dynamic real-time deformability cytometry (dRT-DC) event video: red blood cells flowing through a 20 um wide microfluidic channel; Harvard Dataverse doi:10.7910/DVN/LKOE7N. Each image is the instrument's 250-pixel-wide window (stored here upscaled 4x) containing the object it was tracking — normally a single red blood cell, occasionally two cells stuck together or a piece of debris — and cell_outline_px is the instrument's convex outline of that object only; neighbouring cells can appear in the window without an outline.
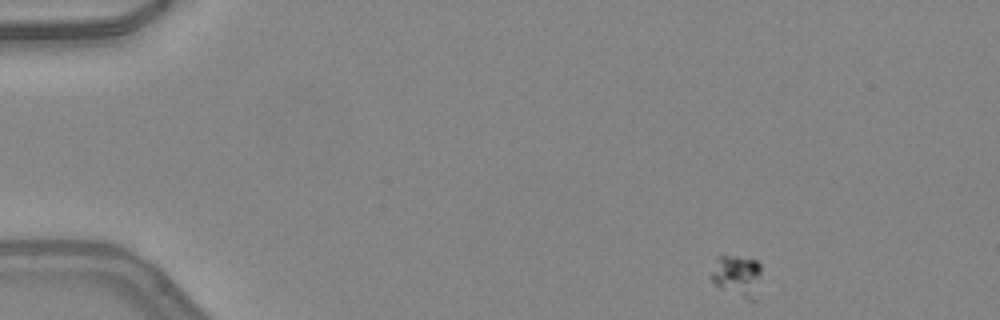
{"species": "common noctule bat (a hibernating species)", "species_latin": "Nyctalus noctula", "temperature_condition": "warm", "stored_images_in_passage": 45, "camera_frame_rate_fps": 3000, "um_per_image_px": 0.085, "animal": {"sex": "female", "body_mass_g": 24.6, "forearm_length_mm": 56.2}, "frame": {"image": 1, "passage_image": 1, "time_ms": 0.0, "image_size_px": [1000, 320], "cell_outline_px": [[760, 272], [756, 300], [752, 304], [720, 288], [712, 280], [712, 272], [716, 256], [736, 256], [756, 260], [760, 264]], "centroid_in_image_um": [62.68, 23.5], "position_along_channel_um": 22.3, "area_um2": 12.37}}
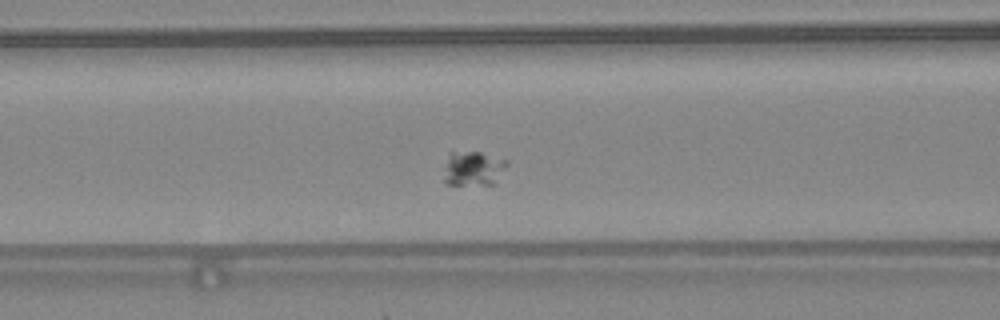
{"frame": {"image": 2, "passage_image": 16, "time_ms": 5.0, "image_size_px": [1000, 320], "cell_outline_px": [[508, 164], [492, 184], [448, 184], [444, 180], [448, 152], [480, 152], [508, 160]], "centroid_in_image_um": [40.22, 14.29], "position_along_channel_um": 126.4, "area_um2": 12.37}}
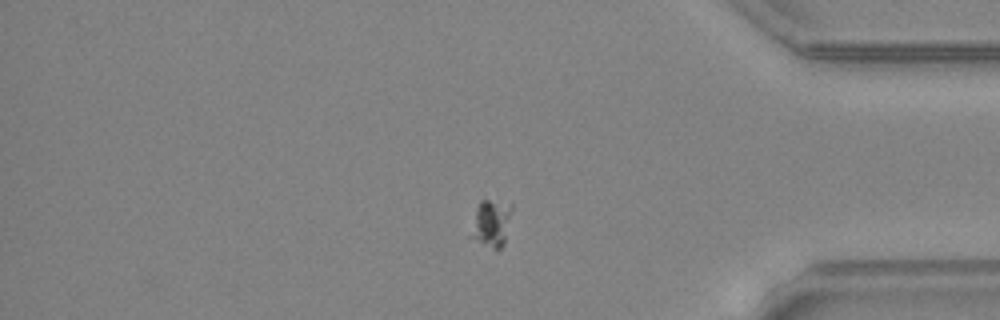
{"frame": {"image": 3, "passage_image": 37, "time_ms": 12.0, "image_size_px": [1000, 320], "cell_outline_px": [[512, 208], [504, 244], [500, 248], [492, 248], [468, 236], [476, 208], [480, 200], [488, 200], [512, 204]], "centroid_in_image_um": [41.73, 18.96], "position_along_channel_um": 393.5, "area_um2": 11.16}}